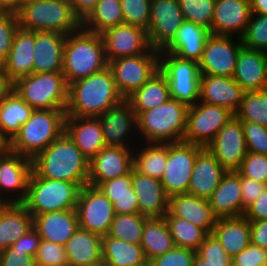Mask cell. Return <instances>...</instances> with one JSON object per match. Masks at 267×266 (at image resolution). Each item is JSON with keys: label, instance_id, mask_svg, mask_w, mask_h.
<instances>
[{"label": "cell", "instance_id": "1", "mask_svg": "<svg viewBox=\"0 0 267 266\" xmlns=\"http://www.w3.org/2000/svg\"><path fill=\"white\" fill-rule=\"evenodd\" d=\"M89 160L64 132L32 159V171L41 178L88 185Z\"/></svg>", "mask_w": 267, "mask_h": 266}, {"label": "cell", "instance_id": "2", "mask_svg": "<svg viewBox=\"0 0 267 266\" xmlns=\"http://www.w3.org/2000/svg\"><path fill=\"white\" fill-rule=\"evenodd\" d=\"M123 99L111 69L106 67L69 84L66 116L99 117Z\"/></svg>", "mask_w": 267, "mask_h": 266}, {"label": "cell", "instance_id": "3", "mask_svg": "<svg viewBox=\"0 0 267 266\" xmlns=\"http://www.w3.org/2000/svg\"><path fill=\"white\" fill-rule=\"evenodd\" d=\"M108 67L101 34L82 26L66 37L63 52V70L67 84L89 77Z\"/></svg>", "mask_w": 267, "mask_h": 266}, {"label": "cell", "instance_id": "4", "mask_svg": "<svg viewBox=\"0 0 267 266\" xmlns=\"http://www.w3.org/2000/svg\"><path fill=\"white\" fill-rule=\"evenodd\" d=\"M64 109H37L10 141V151L33 159L65 132Z\"/></svg>", "mask_w": 267, "mask_h": 266}, {"label": "cell", "instance_id": "5", "mask_svg": "<svg viewBox=\"0 0 267 266\" xmlns=\"http://www.w3.org/2000/svg\"><path fill=\"white\" fill-rule=\"evenodd\" d=\"M187 111L188 106L175 99L143 111L137 117V134L141 133V139H145L146 143L181 142L185 134Z\"/></svg>", "mask_w": 267, "mask_h": 266}, {"label": "cell", "instance_id": "6", "mask_svg": "<svg viewBox=\"0 0 267 266\" xmlns=\"http://www.w3.org/2000/svg\"><path fill=\"white\" fill-rule=\"evenodd\" d=\"M16 13L19 26L31 31L68 35L82 26L81 20L73 12L70 0L22 3Z\"/></svg>", "mask_w": 267, "mask_h": 266}, {"label": "cell", "instance_id": "7", "mask_svg": "<svg viewBox=\"0 0 267 266\" xmlns=\"http://www.w3.org/2000/svg\"><path fill=\"white\" fill-rule=\"evenodd\" d=\"M12 89L34 110L67 108L69 85L62 72L20 77L12 83Z\"/></svg>", "mask_w": 267, "mask_h": 266}, {"label": "cell", "instance_id": "8", "mask_svg": "<svg viewBox=\"0 0 267 266\" xmlns=\"http://www.w3.org/2000/svg\"><path fill=\"white\" fill-rule=\"evenodd\" d=\"M80 189L77 183L44 179L32 171L27 195L21 204L32 217L47 212L76 209Z\"/></svg>", "mask_w": 267, "mask_h": 266}, {"label": "cell", "instance_id": "9", "mask_svg": "<svg viewBox=\"0 0 267 266\" xmlns=\"http://www.w3.org/2000/svg\"><path fill=\"white\" fill-rule=\"evenodd\" d=\"M159 70L168 80L171 99L188 107L199 101L201 77L198 61L181 59L167 51H160Z\"/></svg>", "mask_w": 267, "mask_h": 266}, {"label": "cell", "instance_id": "10", "mask_svg": "<svg viewBox=\"0 0 267 266\" xmlns=\"http://www.w3.org/2000/svg\"><path fill=\"white\" fill-rule=\"evenodd\" d=\"M159 54V50L150 48L144 54L119 57L108 62L115 85L124 99L159 71Z\"/></svg>", "mask_w": 267, "mask_h": 266}, {"label": "cell", "instance_id": "11", "mask_svg": "<svg viewBox=\"0 0 267 266\" xmlns=\"http://www.w3.org/2000/svg\"><path fill=\"white\" fill-rule=\"evenodd\" d=\"M234 116L225 107L198 101L188 107L183 141L206 148Z\"/></svg>", "mask_w": 267, "mask_h": 266}, {"label": "cell", "instance_id": "12", "mask_svg": "<svg viewBox=\"0 0 267 266\" xmlns=\"http://www.w3.org/2000/svg\"><path fill=\"white\" fill-rule=\"evenodd\" d=\"M203 149L184 141L168 143V160L160 181L169 198L187 193L197 155Z\"/></svg>", "mask_w": 267, "mask_h": 266}, {"label": "cell", "instance_id": "13", "mask_svg": "<svg viewBox=\"0 0 267 266\" xmlns=\"http://www.w3.org/2000/svg\"><path fill=\"white\" fill-rule=\"evenodd\" d=\"M79 228L101 236L108 235L115 217L112 202L98 188L81 187L76 204Z\"/></svg>", "mask_w": 267, "mask_h": 266}, {"label": "cell", "instance_id": "14", "mask_svg": "<svg viewBox=\"0 0 267 266\" xmlns=\"http://www.w3.org/2000/svg\"><path fill=\"white\" fill-rule=\"evenodd\" d=\"M242 46L240 37L237 42H233L232 36L211 34L205 42L203 56L199 61L200 74L233 77Z\"/></svg>", "mask_w": 267, "mask_h": 266}, {"label": "cell", "instance_id": "15", "mask_svg": "<svg viewBox=\"0 0 267 266\" xmlns=\"http://www.w3.org/2000/svg\"><path fill=\"white\" fill-rule=\"evenodd\" d=\"M184 21L178 0H152L147 30L151 48L163 50L175 38Z\"/></svg>", "mask_w": 267, "mask_h": 266}, {"label": "cell", "instance_id": "16", "mask_svg": "<svg viewBox=\"0 0 267 266\" xmlns=\"http://www.w3.org/2000/svg\"><path fill=\"white\" fill-rule=\"evenodd\" d=\"M206 148L227 172L237 171L247 154L242 121L234 116Z\"/></svg>", "mask_w": 267, "mask_h": 266}, {"label": "cell", "instance_id": "17", "mask_svg": "<svg viewBox=\"0 0 267 266\" xmlns=\"http://www.w3.org/2000/svg\"><path fill=\"white\" fill-rule=\"evenodd\" d=\"M101 36L107 62L119 57L144 54L151 48L147 30L135 25L118 24L105 30Z\"/></svg>", "mask_w": 267, "mask_h": 266}, {"label": "cell", "instance_id": "18", "mask_svg": "<svg viewBox=\"0 0 267 266\" xmlns=\"http://www.w3.org/2000/svg\"><path fill=\"white\" fill-rule=\"evenodd\" d=\"M31 172L32 159L12 151L1 156L0 195L6 199L8 203H22L27 195ZM6 192L9 193V196L6 195Z\"/></svg>", "mask_w": 267, "mask_h": 266}, {"label": "cell", "instance_id": "19", "mask_svg": "<svg viewBox=\"0 0 267 266\" xmlns=\"http://www.w3.org/2000/svg\"><path fill=\"white\" fill-rule=\"evenodd\" d=\"M133 149L106 146L89 162L88 185L98 187L102 182L130 173L133 169Z\"/></svg>", "mask_w": 267, "mask_h": 266}, {"label": "cell", "instance_id": "20", "mask_svg": "<svg viewBox=\"0 0 267 266\" xmlns=\"http://www.w3.org/2000/svg\"><path fill=\"white\" fill-rule=\"evenodd\" d=\"M106 146L130 148L128 135L136 134L138 129L137 115L127 99L108 109L98 117ZM132 133V134H131ZM128 140V144L126 141Z\"/></svg>", "mask_w": 267, "mask_h": 266}, {"label": "cell", "instance_id": "21", "mask_svg": "<svg viewBox=\"0 0 267 266\" xmlns=\"http://www.w3.org/2000/svg\"><path fill=\"white\" fill-rule=\"evenodd\" d=\"M250 0H216L211 34L242 37L250 21Z\"/></svg>", "mask_w": 267, "mask_h": 266}, {"label": "cell", "instance_id": "22", "mask_svg": "<svg viewBox=\"0 0 267 266\" xmlns=\"http://www.w3.org/2000/svg\"><path fill=\"white\" fill-rule=\"evenodd\" d=\"M200 77L199 101L225 107L235 114L245 92L233 77L209 74Z\"/></svg>", "mask_w": 267, "mask_h": 266}, {"label": "cell", "instance_id": "23", "mask_svg": "<svg viewBox=\"0 0 267 266\" xmlns=\"http://www.w3.org/2000/svg\"><path fill=\"white\" fill-rule=\"evenodd\" d=\"M233 79L244 92H256L267 88L266 52L240 48Z\"/></svg>", "mask_w": 267, "mask_h": 266}, {"label": "cell", "instance_id": "24", "mask_svg": "<svg viewBox=\"0 0 267 266\" xmlns=\"http://www.w3.org/2000/svg\"><path fill=\"white\" fill-rule=\"evenodd\" d=\"M132 187L137 196L139 214L148 218H164L168 212L169 197L160 180L132 169Z\"/></svg>", "mask_w": 267, "mask_h": 266}, {"label": "cell", "instance_id": "25", "mask_svg": "<svg viewBox=\"0 0 267 266\" xmlns=\"http://www.w3.org/2000/svg\"><path fill=\"white\" fill-rule=\"evenodd\" d=\"M34 43L35 31L17 29L11 50L0 65L1 71L12 83L33 73Z\"/></svg>", "mask_w": 267, "mask_h": 266}, {"label": "cell", "instance_id": "26", "mask_svg": "<svg viewBox=\"0 0 267 266\" xmlns=\"http://www.w3.org/2000/svg\"><path fill=\"white\" fill-rule=\"evenodd\" d=\"M33 227L42 240L64 246L79 228L76 209L35 215L33 216Z\"/></svg>", "mask_w": 267, "mask_h": 266}, {"label": "cell", "instance_id": "27", "mask_svg": "<svg viewBox=\"0 0 267 266\" xmlns=\"http://www.w3.org/2000/svg\"><path fill=\"white\" fill-rule=\"evenodd\" d=\"M66 37L60 32L35 31L33 73L62 72Z\"/></svg>", "mask_w": 267, "mask_h": 266}, {"label": "cell", "instance_id": "28", "mask_svg": "<svg viewBox=\"0 0 267 266\" xmlns=\"http://www.w3.org/2000/svg\"><path fill=\"white\" fill-rule=\"evenodd\" d=\"M65 133L90 161L106 147L98 117H65Z\"/></svg>", "mask_w": 267, "mask_h": 266}, {"label": "cell", "instance_id": "29", "mask_svg": "<svg viewBox=\"0 0 267 266\" xmlns=\"http://www.w3.org/2000/svg\"><path fill=\"white\" fill-rule=\"evenodd\" d=\"M226 173L216 158L204 148L197 155L187 193L209 199Z\"/></svg>", "mask_w": 267, "mask_h": 266}, {"label": "cell", "instance_id": "30", "mask_svg": "<svg viewBox=\"0 0 267 266\" xmlns=\"http://www.w3.org/2000/svg\"><path fill=\"white\" fill-rule=\"evenodd\" d=\"M168 211L175 217L188 220L207 234H212L218 219L213 213L208 199L188 193L170 197Z\"/></svg>", "mask_w": 267, "mask_h": 266}, {"label": "cell", "instance_id": "31", "mask_svg": "<svg viewBox=\"0 0 267 266\" xmlns=\"http://www.w3.org/2000/svg\"><path fill=\"white\" fill-rule=\"evenodd\" d=\"M208 200L218 219L242 216L240 173L228 171Z\"/></svg>", "mask_w": 267, "mask_h": 266}, {"label": "cell", "instance_id": "32", "mask_svg": "<svg viewBox=\"0 0 267 266\" xmlns=\"http://www.w3.org/2000/svg\"><path fill=\"white\" fill-rule=\"evenodd\" d=\"M210 30L190 21H184L175 38L161 51H167L181 59L200 61Z\"/></svg>", "mask_w": 267, "mask_h": 266}, {"label": "cell", "instance_id": "33", "mask_svg": "<svg viewBox=\"0 0 267 266\" xmlns=\"http://www.w3.org/2000/svg\"><path fill=\"white\" fill-rule=\"evenodd\" d=\"M212 234L218 239L225 252L233 258L251 243L250 221L244 216L219 218Z\"/></svg>", "mask_w": 267, "mask_h": 266}, {"label": "cell", "instance_id": "34", "mask_svg": "<svg viewBox=\"0 0 267 266\" xmlns=\"http://www.w3.org/2000/svg\"><path fill=\"white\" fill-rule=\"evenodd\" d=\"M102 236L78 228L64 245L69 266H89L102 260Z\"/></svg>", "mask_w": 267, "mask_h": 266}, {"label": "cell", "instance_id": "35", "mask_svg": "<svg viewBox=\"0 0 267 266\" xmlns=\"http://www.w3.org/2000/svg\"><path fill=\"white\" fill-rule=\"evenodd\" d=\"M33 227V217L21 203L0 207V251L12 246Z\"/></svg>", "mask_w": 267, "mask_h": 266}, {"label": "cell", "instance_id": "36", "mask_svg": "<svg viewBox=\"0 0 267 266\" xmlns=\"http://www.w3.org/2000/svg\"><path fill=\"white\" fill-rule=\"evenodd\" d=\"M126 99L138 117L143 111L156 108L171 99L168 80L159 70Z\"/></svg>", "mask_w": 267, "mask_h": 266}, {"label": "cell", "instance_id": "37", "mask_svg": "<svg viewBox=\"0 0 267 266\" xmlns=\"http://www.w3.org/2000/svg\"><path fill=\"white\" fill-rule=\"evenodd\" d=\"M98 188L112 202L115 214L139 213L137 196L132 187V171L104 181Z\"/></svg>", "mask_w": 267, "mask_h": 266}, {"label": "cell", "instance_id": "38", "mask_svg": "<svg viewBox=\"0 0 267 266\" xmlns=\"http://www.w3.org/2000/svg\"><path fill=\"white\" fill-rule=\"evenodd\" d=\"M102 260L108 266H138L148 260L140 244H132L109 235L102 236Z\"/></svg>", "mask_w": 267, "mask_h": 266}, {"label": "cell", "instance_id": "39", "mask_svg": "<svg viewBox=\"0 0 267 266\" xmlns=\"http://www.w3.org/2000/svg\"><path fill=\"white\" fill-rule=\"evenodd\" d=\"M140 245L148 261L165 254L175 245L165 218H148Z\"/></svg>", "mask_w": 267, "mask_h": 266}, {"label": "cell", "instance_id": "40", "mask_svg": "<svg viewBox=\"0 0 267 266\" xmlns=\"http://www.w3.org/2000/svg\"><path fill=\"white\" fill-rule=\"evenodd\" d=\"M33 111L34 109L12 89L0 104V130L11 141Z\"/></svg>", "mask_w": 267, "mask_h": 266}, {"label": "cell", "instance_id": "41", "mask_svg": "<svg viewBox=\"0 0 267 266\" xmlns=\"http://www.w3.org/2000/svg\"><path fill=\"white\" fill-rule=\"evenodd\" d=\"M144 143L140 151L133 153V169L161 180L168 160V143Z\"/></svg>", "mask_w": 267, "mask_h": 266}, {"label": "cell", "instance_id": "42", "mask_svg": "<svg viewBox=\"0 0 267 266\" xmlns=\"http://www.w3.org/2000/svg\"><path fill=\"white\" fill-rule=\"evenodd\" d=\"M124 23L120 0H99L96 7L82 21V27L98 34Z\"/></svg>", "mask_w": 267, "mask_h": 266}, {"label": "cell", "instance_id": "43", "mask_svg": "<svg viewBox=\"0 0 267 266\" xmlns=\"http://www.w3.org/2000/svg\"><path fill=\"white\" fill-rule=\"evenodd\" d=\"M164 218L174 245L197 252L208 234L188 220L173 216L169 211Z\"/></svg>", "mask_w": 267, "mask_h": 266}, {"label": "cell", "instance_id": "44", "mask_svg": "<svg viewBox=\"0 0 267 266\" xmlns=\"http://www.w3.org/2000/svg\"><path fill=\"white\" fill-rule=\"evenodd\" d=\"M235 117L242 122L267 126V88L245 92Z\"/></svg>", "mask_w": 267, "mask_h": 266}, {"label": "cell", "instance_id": "45", "mask_svg": "<svg viewBox=\"0 0 267 266\" xmlns=\"http://www.w3.org/2000/svg\"><path fill=\"white\" fill-rule=\"evenodd\" d=\"M147 219L148 217L139 213L116 214L108 235L132 244H140Z\"/></svg>", "mask_w": 267, "mask_h": 266}, {"label": "cell", "instance_id": "46", "mask_svg": "<svg viewBox=\"0 0 267 266\" xmlns=\"http://www.w3.org/2000/svg\"><path fill=\"white\" fill-rule=\"evenodd\" d=\"M184 20L210 30L214 17L216 0H178Z\"/></svg>", "mask_w": 267, "mask_h": 266}, {"label": "cell", "instance_id": "47", "mask_svg": "<svg viewBox=\"0 0 267 266\" xmlns=\"http://www.w3.org/2000/svg\"><path fill=\"white\" fill-rule=\"evenodd\" d=\"M241 39L244 47L267 52V16L252 13Z\"/></svg>", "mask_w": 267, "mask_h": 266}, {"label": "cell", "instance_id": "48", "mask_svg": "<svg viewBox=\"0 0 267 266\" xmlns=\"http://www.w3.org/2000/svg\"><path fill=\"white\" fill-rule=\"evenodd\" d=\"M152 0H120L124 23L148 30Z\"/></svg>", "mask_w": 267, "mask_h": 266}, {"label": "cell", "instance_id": "49", "mask_svg": "<svg viewBox=\"0 0 267 266\" xmlns=\"http://www.w3.org/2000/svg\"><path fill=\"white\" fill-rule=\"evenodd\" d=\"M197 253L202 257V265L229 266L232 262V258L225 252L213 234L205 237Z\"/></svg>", "mask_w": 267, "mask_h": 266}, {"label": "cell", "instance_id": "50", "mask_svg": "<svg viewBox=\"0 0 267 266\" xmlns=\"http://www.w3.org/2000/svg\"><path fill=\"white\" fill-rule=\"evenodd\" d=\"M36 266H69L65 247L41 240L34 257Z\"/></svg>", "mask_w": 267, "mask_h": 266}, {"label": "cell", "instance_id": "51", "mask_svg": "<svg viewBox=\"0 0 267 266\" xmlns=\"http://www.w3.org/2000/svg\"><path fill=\"white\" fill-rule=\"evenodd\" d=\"M237 171L244 177L267 184V155L247 152Z\"/></svg>", "mask_w": 267, "mask_h": 266}, {"label": "cell", "instance_id": "52", "mask_svg": "<svg viewBox=\"0 0 267 266\" xmlns=\"http://www.w3.org/2000/svg\"><path fill=\"white\" fill-rule=\"evenodd\" d=\"M19 27L16 12H4L0 16V65L11 50L14 36Z\"/></svg>", "mask_w": 267, "mask_h": 266}, {"label": "cell", "instance_id": "53", "mask_svg": "<svg viewBox=\"0 0 267 266\" xmlns=\"http://www.w3.org/2000/svg\"><path fill=\"white\" fill-rule=\"evenodd\" d=\"M247 152L267 155V126L242 122Z\"/></svg>", "mask_w": 267, "mask_h": 266}, {"label": "cell", "instance_id": "54", "mask_svg": "<svg viewBox=\"0 0 267 266\" xmlns=\"http://www.w3.org/2000/svg\"><path fill=\"white\" fill-rule=\"evenodd\" d=\"M197 252L174 246L165 254L152 259V266H194Z\"/></svg>", "mask_w": 267, "mask_h": 266}, {"label": "cell", "instance_id": "55", "mask_svg": "<svg viewBox=\"0 0 267 266\" xmlns=\"http://www.w3.org/2000/svg\"><path fill=\"white\" fill-rule=\"evenodd\" d=\"M238 266H263L267 262V249L250 245L232 258Z\"/></svg>", "mask_w": 267, "mask_h": 266}, {"label": "cell", "instance_id": "56", "mask_svg": "<svg viewBox=\"0 0 267 266\" xmlns=\"http://www.w3.org/2000/svg\"><path fill=\"white\" fill-rule=\"evenodd\" d=\"M242 195V216L245 210L258 198L267 188L266 183L244 177L240 174Z\"/></svg>", "mask_w": 267, "mask_h": 266}, {"label": "cell", "instance_id": "57", "mask_svg": "<svg viewBox=\"0 0 267 266\" xmlns=\"http://www.w3.org/2000/svg\"><path fill=\"white\" fill-rule=\"evenodd\" d=\"M0 266H36L33 256L11 247L0 251Z\"/></svg>", "mask_w": 267, "mask_h": 266}, {"label": "cell", "instance_id": "58", "mask_svg": "<svg viewBox=\"0 0 267 266\" xmlns=\"http://www.w3.org/2000/svg\"><path fill=\"white\" fill-rule=\"evenodd\" d=\"M41 237L37 233L34 227L26 232L21 238L17 239L11 246V248L20 251L21 253H28L35 257L39 248Z\"/></svg>", "mask_w": 267, "mask_h": 266}, {"label": "cell", "instance_id": "59", "mask_svg": "<svg viewBox=\"0 0 267 266\" xmlns=\"http://www.w3.org/2000/svg\"><path fill=\"white\" fill-rule=\"evenodd\" d=\"M244 217L252 222L267 219V188L246 210Z\"/></svg>", "mask_w": 267, "mask_h": 266}, {"label": "cell", "instance_id": "60", "mask_svg": "<svg viewBox=\"0 0 267 266\" xmlns=\"http://www.w3.org/2000/svg\"><path fill=\"white\" fill-rule=\"evenodd\" d=\"M251 243L267 249V219L250 222Z\"/></svg>", "mask_w": 267, "mask_h": 266}, {"label": "cell", "instance_id": "61", "mask_svg": "<svg viewBox=\"0 0 267 266\" xmlns=\"http://www.w3.org/2000/svg\"><path fill=\"white\" fill-rule=\"evenodd\" d=\"M99 0H70L74 14L81 22L96 7Z\"/></svg>", "mask_w": 267, "mask_h": 266}, {"label": "cell", "instance_id": "62", "mask_svg": "<svg viewBox=\"0 0 267 266\" xmlns=\"http://www.w3.org/2000/svg\"><path fill=\"white\" fill-rule=\"evenodd\" d=\"M11 90L12 82L3 74L0 68V104Z\"/></svg>", "mask_w": 267, "mask_h": 266}, {"label": "cell", "instance_id": "63", "mask_svg": "<svg viewBox=\"0 0 267 266\" xmlns=\"http://www.w3.org/2000/svg\"><path fill=\"white\" fill-rule=\"evenodd\" d=\"M23 0H0V7L5 12H17Z\"/></svg>", "mask_w": 267, "mask_h": 266}, {"label": "cell", "instance_id": "64", "mask_svg": "<svg viewBox=\"0 0 267 266\" xmlns=\"http://www.w3.org/2000/svg\"><path fill=\"white\" fill-rule=\"evenodd\" d=\"M252 13L267 16V0H250Z\"/></svg>", "mask_w": 267, "mask_h": 266}, {"label": "cell", "instance_id": "65", "mask_svg": "<svg viewBox=\"0 0 267 266\" xmlns=\"http://www.w3.org/2000/svg\"><path fill=\"white\" fill-rule=\"evenodd\" d=\"M10 151V140L0 130V157Z\"/></svg>", "mask_w": 267, "mask_h": 266}, {"label": "cell", "instance_id": "66", "mask_svg": "<svg viewBox=\"0 0 267 266\" xmlns=\"http://www.w3.org/2000/svg\"><path fill=\"white\" fill-rule=\"evenodd\" d=\"M194 266H209V265H202V257L197 253L194 259Z\"/></svg>", "mask_w": 267, "mask_h": 266}, {"label": "cell", "instance_id": "67", "mask_svg": "<svg viewBox=\"0 0 267 266\" xmlns=\"http://www.w3.org/2000/svg\"><path fill=\"white\" fill-rule=\"evenodd\" d=\"M49 0H23L22 3H35V2H44Z\"/></svg>", "mask_w": 267, "mask_h": 266}, {"label": "cell", "instance_id": "68", "mask_svg": "<svg viewBox=\"0 0 267 266\" xmlns=\"http://www.w3.org/2000/svg\"><path fill=\"white\" fill-rule=\"evenodd\" d=\"M7 204L9 203L6 201V199H3L2 196L0 195V207L5 206Z\"/></svg>", "mask_w": 267, "mask_h": 266}, {"label": "cell", "instance_id": "69", "mask_svg": "<svg viewBox=\"0 0 267 266\" xmlns=\"http://www.w3.org/2000/svg\"><path fill=\"white\" fill-rule=\"evenodd\" d=\"M89 266H108V265L103 260H101L100 262L89 265Z\"/></svg>", "mask_w": 267, "mask_h": 266}, {"label": "cell", "instance_id": "70", "mask_svg": "<svg viewBox=\"0 0 267 266\" xmlns=\"http://www.w3.org/2000/svg\"><path fill=\"white\" fill-rule=\"evenodd\" d=\"M138 266H152L151 262L150 261H147L141 265H138Z\"/></svg>", "mask_w": 267, "mask_h": 266}, {"label": "cell", "instance_id": "71", "mask_svg": "<svg viewBox=\"0 0 267 266\" xmlns=\"http://www.w3.org/2000/svg\"><path fill=\"white\" fill-rule=\"evenodd\" d=\"M5 11L0 7V16L4 13Z\"/></svg>", "mask_w": 267, "mask_h": 266}, {"label": "cell", "instance_id": "72", "mask_svg": "<svg viewBox=\"0 0 267 266\" xmlns=\"http://www.w3.org/2000/svg\"><path fill=\"white\" fill-rule=\"evenodd\" d=\"M229 266H238L235 263L231 262Z\"/></svg>", "mask_w": 267, "mask_h": 266}]
</instances>
